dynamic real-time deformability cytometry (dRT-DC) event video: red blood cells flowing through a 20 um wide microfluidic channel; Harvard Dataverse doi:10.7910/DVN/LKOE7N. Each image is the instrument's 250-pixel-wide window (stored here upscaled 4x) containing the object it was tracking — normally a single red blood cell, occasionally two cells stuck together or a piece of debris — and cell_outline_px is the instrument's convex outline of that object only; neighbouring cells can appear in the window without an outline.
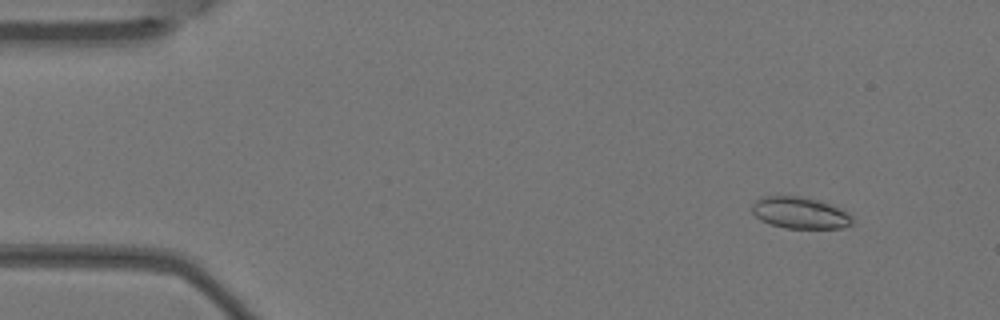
{"species": "Egyptian fruit bat (a non-hibernating species)", "species_latin": "Rousettus aegyptiacus", "temperature_condition": "warm", "stored_images_in_passage": 4, "camera_frame_rate_fps": 3000, "um_per_image_px": 0.085, "animal": {"sex": "female"}, "frame": {"image": 1, "passage_image": 1, "time_ms": 0.0, "image_size_px": [1000, 320], "cell_outline_px": [[852, 224], [840, 228], [784, 228], [760, 220], [752, 212], [752, 204], [760, 196], [800, 196], [820, 200], [840, 208], [848, 212], [852, 216]], "centroid_in_image_um": [68.0, 18.08], "position_along_channel_um": 17.0, "area_um2": 18.55}}